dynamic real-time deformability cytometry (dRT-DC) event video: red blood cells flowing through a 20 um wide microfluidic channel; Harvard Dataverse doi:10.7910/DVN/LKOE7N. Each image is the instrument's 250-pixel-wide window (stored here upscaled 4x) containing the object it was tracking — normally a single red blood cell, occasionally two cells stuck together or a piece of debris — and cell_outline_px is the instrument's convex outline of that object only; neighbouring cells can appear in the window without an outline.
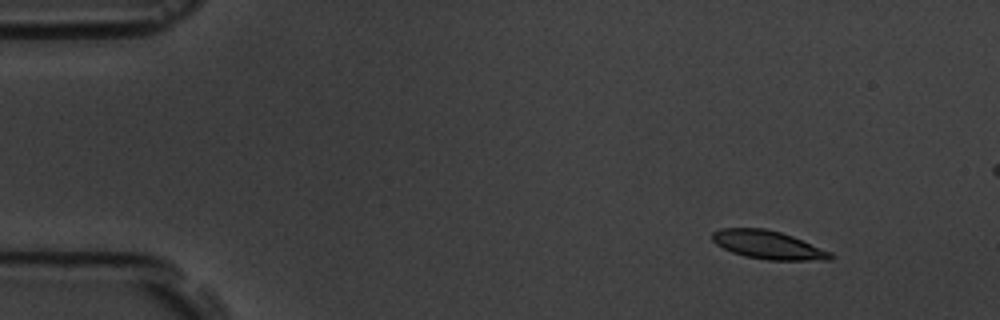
{"species": "common noctule bat (a hibernating species)", "species_latin": "Nyctalus noctula", "temperature_condition": "room temperature", "stored_images_in_passage": 4, "camera_frame_rate_fps": 3000, "um_per_image_px": 0.085, "animal": {"sex": "male", "body_mass_g": 19.5, "forearm_length_mm": 54.6}, "frame": {"image": 1, "passage_image": 1, "time_ms": 0.0, "image_size_px": [1000, 320], "cell_outline_px": [[836, 256], [832, 260], [768, 260], [744, 256], [732, 252], [716, 244], [712, 240], [712, 232], [720, 228], [764, 228], [780, 232], [792, 236], [832, 252]], "centroid_in_image_um": [65.31, 20.82], "position_along_channel_um": 19.7, "area_um2": 19.59}}